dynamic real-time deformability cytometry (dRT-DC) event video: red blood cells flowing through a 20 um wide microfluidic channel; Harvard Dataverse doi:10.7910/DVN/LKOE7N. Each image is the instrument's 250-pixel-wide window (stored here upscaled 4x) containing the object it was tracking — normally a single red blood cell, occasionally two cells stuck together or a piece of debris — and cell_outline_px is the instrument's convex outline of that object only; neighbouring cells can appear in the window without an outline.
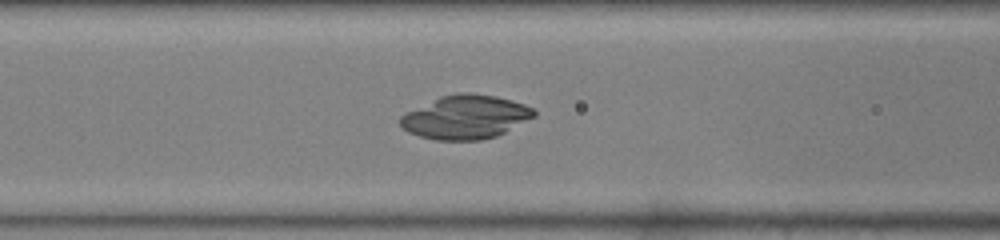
{"species": "common noctule bat (a hibernating species)", "species_latin": "Nyctalus noctula", "temperature_condition": "warm", "stored_images_in_passage": 46, "camera_frame_rate_fps": 3000, "um_per_image_px": 0.085, "animal": {"sex": "male", "body_mass_g": 19.0, "forearm_length_mm": 50.8}, "frame": {"image": 1, "passage_image": 20, "time_ms": 6.333, "image_size_px": [1000, 240], "cell_outline_px": [[536, 116], [496, 136], [480, 140], [436, 140], [420, 136], [408, 132], [400, 124], [400, 116], [440, 96], [456, 92], [468, 92], [496, 96], [524, 104], [532, 108], [536, 112]], "centroid_in_image_um": [39.58, 9.95], "position_along_channel_um": 127.0, "area_um2": 33.81}}
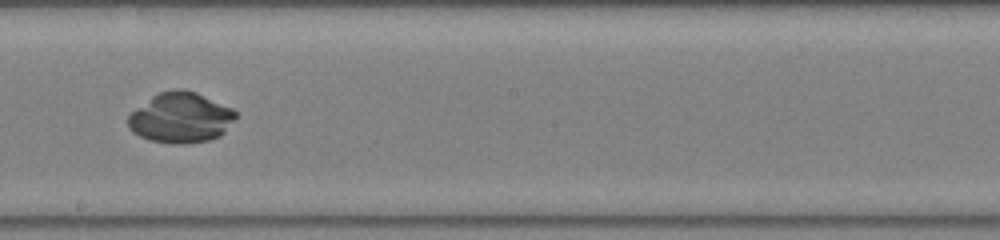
{"frame": {"image": 2, "passage_image": 27, "time_ms": 8.667, "image_size_px": [1000, 240], "cell_outline_px": [[236, 116], [224, 132], [220, 136], [208, 140], [184, 144], [172, 144], [148, 140], [132, 132], [128, 128], [128, 116], [132, 112], [152, 96], [160, 92], [176, 88], [184, 88], [196, 92], [232, 108], [236, 112]], "centroid_in_image_um": [15.34, 10.0], "position_along_channel_um": 232.9, "area_um2": 31.56}}
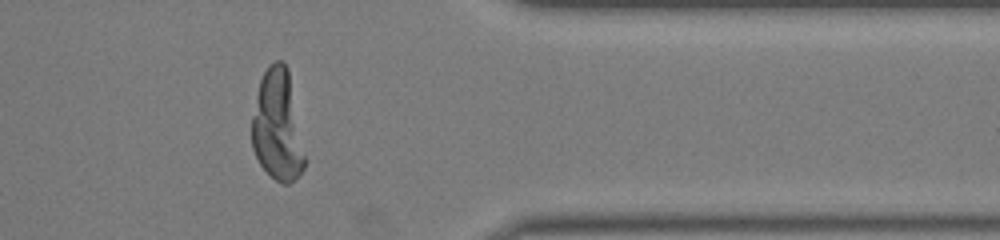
{"frame": {"image": 3, "passage_image": 38, "time_ms": 12.333, "image_size_px": [1000, 240], "cell_outline_px": [[308, 160], [300, 176], [288, 184], [284, 184], [276, 180], [260, 164], [252, 148], [252, 116], [256, 96], [260, 80], [268, 64], [276, 60], [280, 60], [288, 68]], "centroid_in_image_um": [23.63, 10.71], "position_along_channel_um": 387.8, "area_um2": 34.8}}